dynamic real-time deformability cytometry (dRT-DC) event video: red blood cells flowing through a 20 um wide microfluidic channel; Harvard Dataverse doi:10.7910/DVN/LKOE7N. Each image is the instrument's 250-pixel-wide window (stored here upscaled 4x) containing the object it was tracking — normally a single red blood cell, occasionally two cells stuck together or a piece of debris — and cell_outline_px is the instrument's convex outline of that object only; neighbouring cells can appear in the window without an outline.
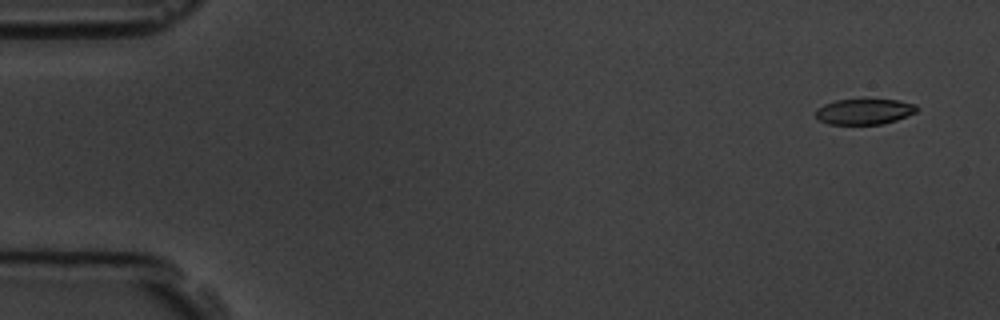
{"species": "common noctule bat (a hibernating species)", "species_latin": "Nyctalus noctula", "temperature_condition": "room temperature", "stored_images_in_passage": 5, "camera_frame_rate_fps": 3000, "um_per_image_px": 0.085, "animal": {"sex": "male", "body_mass_g": 19.5, "forearm_length_mm": 54.6}, "frame": {"image": 1, "passage_image": 2, "time_ms": 1.0, "image_size_px": [1000, 320], "cell_outline_px": [[916, 112], [896, 120], [880, 124], [828, 124], [820, 120], [816, 116], [816, 108], [824, 104], [836, 100], [896, 100], [916, 104]], "centroid_in_image_um": [73.44, 9.49], "position_along_channel_um": 11.6, "area_um2": 14.85}}
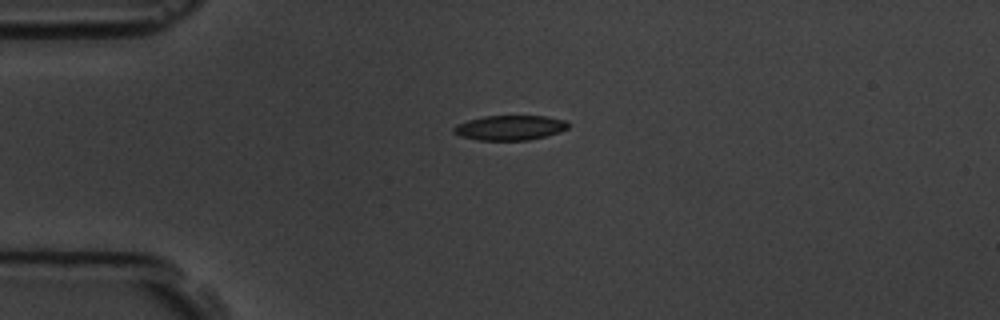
{"frame": {"image": 2, "passage_image": 5, "time_ms": 4.667, "image_size_px": [1000, 320], "cell_outline_px": [[568, 128], [560, 132], [528, 140], [476, 140], [460, 136], [452, 132], [452, 128], [456, 124], [468, 120], [484, 116], [544, 116], [564, 120], [568, 124]], "centroid_in_image_um": [43.29, 10.86], "position_along_channel_um": 41.7, "area_um2": 16.53}}